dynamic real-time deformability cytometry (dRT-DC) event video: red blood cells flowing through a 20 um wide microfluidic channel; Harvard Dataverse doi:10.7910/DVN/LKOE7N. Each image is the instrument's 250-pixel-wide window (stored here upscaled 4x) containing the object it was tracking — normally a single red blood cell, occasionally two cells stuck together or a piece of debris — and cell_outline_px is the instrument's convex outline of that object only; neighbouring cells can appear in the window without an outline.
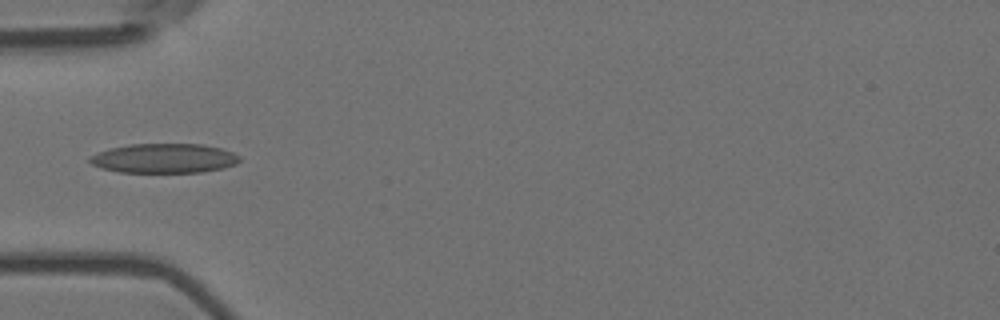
{"species": "Egyptian fruit bat (a non-hibernating species)", "species_latin": "Rousettus aegyptiacus", "temperature_condition": "room temperature", "stored_images_in_passage": 4, "camera_frame_rate_fps": 3000, "um_per_image_px": 0.085, "animal": {"sex": "female"}, "frame": {"image": 1, "passage_image": 3, "time_ms": 0.667, "image_size_px": [1000, 320], "cell_outline_px": [[240, 160], [236, 164], [224, 168], [200, 172], [120, 172], [100, 168], [92, 164], [88, 160], [88, 156], [108, 148], [128, 144], [204, 144], [220, 148], [232, 152], [240, 156]], "centroid_in_image_um": [13.92, 13.45], "position_along_channel_um": 71.1, "area_um2": 25.89}}
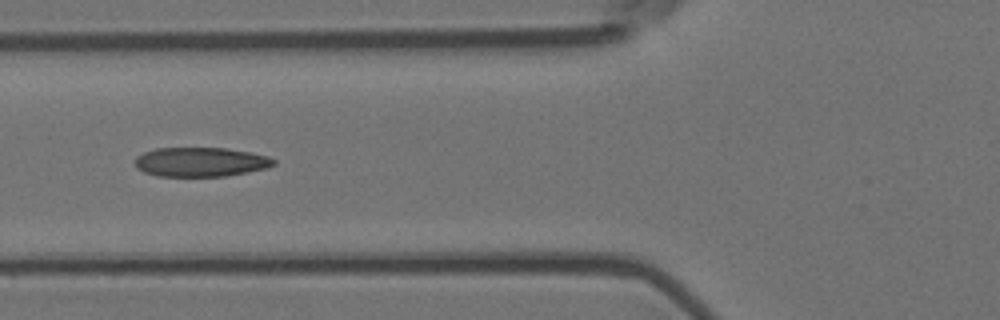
{"frame": {"image": 2, "passage_image": 4, "time_ms": 1.0, "image_size_px": [1000, 320], "cell_outline_px": [[276, 164], [268, 168], [248, 172], [224, 176], [156, 176], [144, 172], [136, 168], [136, 156], [144, 152], [156, 148], [224, 148], [248, 152], [268, 156], [276, 160]], "centroid_in_image_um": [17.06, 13.77], "position_along_channel_um": 108.7, "area_um2": 23.7}}